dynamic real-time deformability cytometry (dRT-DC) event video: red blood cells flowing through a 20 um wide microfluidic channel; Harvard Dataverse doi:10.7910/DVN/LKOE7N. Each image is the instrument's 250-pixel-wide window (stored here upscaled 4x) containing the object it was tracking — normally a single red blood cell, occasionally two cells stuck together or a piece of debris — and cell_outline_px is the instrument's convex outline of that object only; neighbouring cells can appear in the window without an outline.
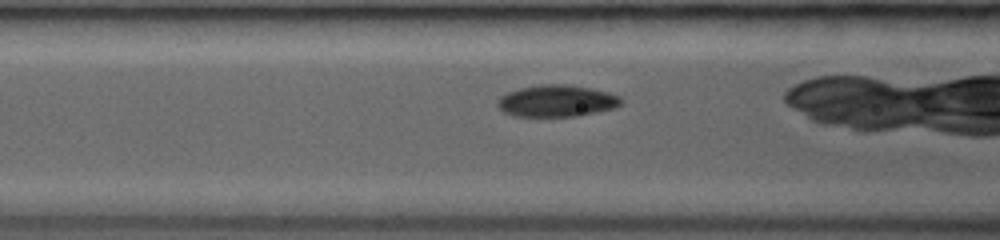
{"species": "common noctule bat (a hibernating species)", "species_latin": "Nyctalus noctula", "temperature_condition": "room temperature", "stored_images_in_passage": 26, "camera_frame_rate_fps": 3000, "um_per_image_px": 0.085, "animal": {"sex": "female", "body_mass_g": 19.0, "forearm_length_mm": 53.3}, "frame": {"image": 1, "passage_image": 8, "time_ms": 2.667, "image_size_px": [1000, 240], "cell_outline_px": [[624, 100], [616, 108], [576, 116], [512, 116], [504, 112], [496, 104], [496, 100], [500, 96], [508, 92], [520, 88], [540, 84], [568, 84], [592, 88], [608, 92], [620, 96]], "centroid_in_image_um": [47.33, 8.57], "position_along_channel_um": 119.3, "area_um2": 23.06}}
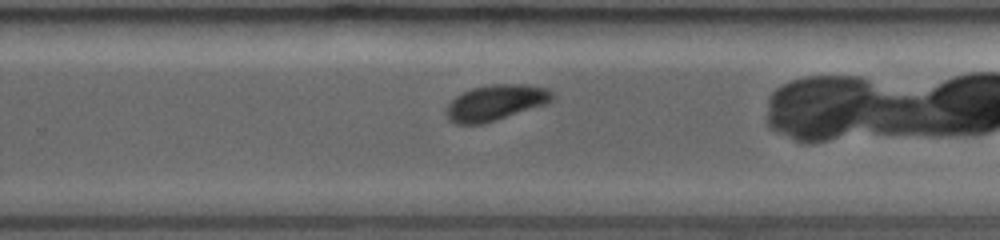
{"frame": {"image": 2, "passage_image": 18, "time_ms": 6.667, "image_size_px": [1000, 240], "cell_outline_px": [[556, 96], [552, 100], [544, 104], [484, 124], [456, 124], [448, 120], [444, 112], [448, 104], [456, 96], [472, 88], [492, 84], [524, 84], [548, 88]], "centroid_in_image_um": [42.1, 8.72], "position_along_channel_um": 287.7, "area_um2": 22.02}}
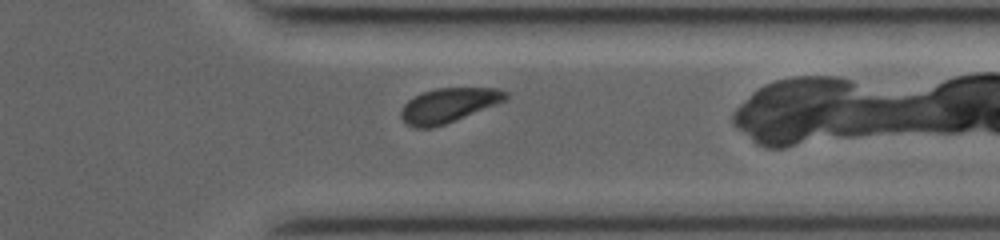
{"frame": {"image": 3, "passage_image": 23, "time_ms": 8.667, "image_size_px": [1000, 240], "cell_outline_px": [[508, 100], [456, 120], [432, 128], [416, 128], [408, 124], [400, 116], [400, 112], [404, 104], [408, 100], [424, 92], [436, 88], [500, 88], [508, 92]], "centroid_in_image_um": [38.17, 8.94], "position_along_channel_um": 373.2, "area_um2": 20.98}}